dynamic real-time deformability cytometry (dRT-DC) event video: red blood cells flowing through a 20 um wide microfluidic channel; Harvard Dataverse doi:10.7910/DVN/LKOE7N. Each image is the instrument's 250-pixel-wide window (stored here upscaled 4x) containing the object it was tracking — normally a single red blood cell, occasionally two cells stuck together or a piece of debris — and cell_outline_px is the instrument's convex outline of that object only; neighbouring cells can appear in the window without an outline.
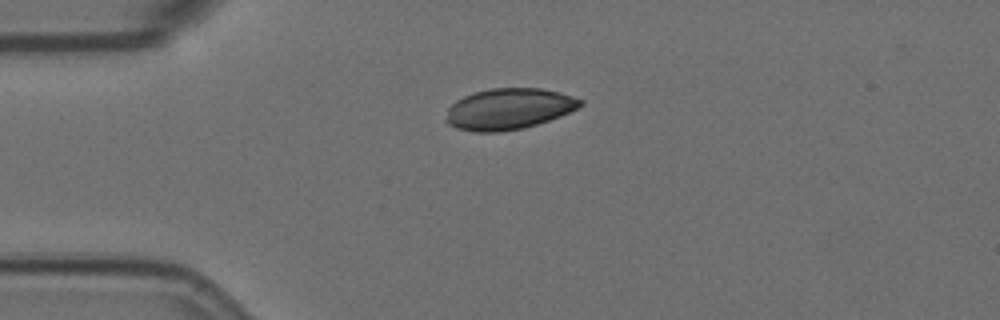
{"species": "Egyptian fruit bat (a non-hibernating species)", "species_latin": "Rousettus aegyptiacus", "temperature_condition": "room temperature", "stored_images_in_passage": 3, "camera_frame_rate_fps": 3000, "um_per_image_px": 0.085, "animal": {"sex": "female"}, "frame": {"image": 1, "passage_image": 3, "time_ms": 0.667, "image_size_px": [1000, 320], "cell_outline_px": [[584, 104], [560, 116], [524, 128], [496, 132], [472, 132], [456, 128], [448, 124], [444, 120], [448, 108], [456, 100], [464, 96], [476, 92], [492, 88], [540, 88], [572, 96], [584, 100]], "centroid_in_image_um": [43.2, 9.27], "position_along_channel_um": 41.8, "area_um2": 32.02}}